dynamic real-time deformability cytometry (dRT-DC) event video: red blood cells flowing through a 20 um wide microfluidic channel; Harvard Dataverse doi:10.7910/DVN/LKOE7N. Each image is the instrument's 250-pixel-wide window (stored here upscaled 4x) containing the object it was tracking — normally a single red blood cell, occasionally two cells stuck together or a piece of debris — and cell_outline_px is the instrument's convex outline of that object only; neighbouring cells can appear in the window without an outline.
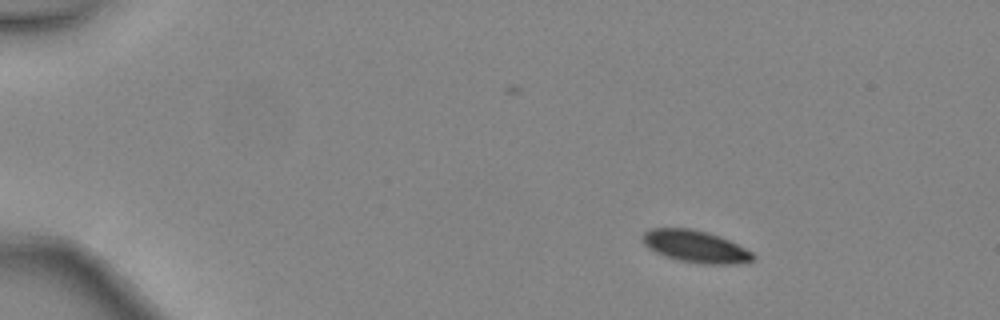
{"species": "common noctule bat (a hibernating species)", "species_latin": "Nyctalus noctula", "temperature_condition": "warm", "stored_images_in_passage": 41, "camera_frame_rate_fps": 3000, "um_per_image_px": 0.085, "animal": {"sex": "female", "body_mass_g": 24.6, "forearm_length_mm": 56.2}, "frame": {"image": 1, "passage_image": 1, "time_ms": 0.0, "image_size_px": [1000, 320], "cell_outline_px": [[756, 260], [732, 264], [704, 264], [680, 260], [656, 252], [648, 248], [644, 244], [640, 236], [648, 228], [692, 228], [708, 232], [720, 236], [752, 252], [756, 256]], "centroid_in_image_um": [59.1, 20.93], "position_along_channel_um": 25.9, "area_um2": 20.63}}
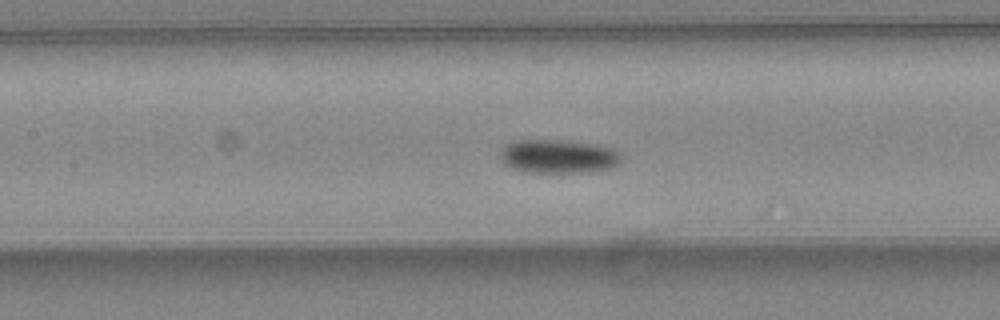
{"frame": {"image": 2, "passage_image": 17, "time_ms": 5.333, "image_size_px": [1000, 320], "cell_outline_px": [[624, 156], [616, 164], [608, 168], [588, 172], [524, 172], [512, 168], [504, 164], [500, 156], [500, 152], [504, 144], [512, 140], [564, 140], [596, 144], [612, 148], [620, 152]], "centroid_in_image_um": [47.42, 13.27], "position_along_channel_um": 160.0, "area_um2": 23.99}}
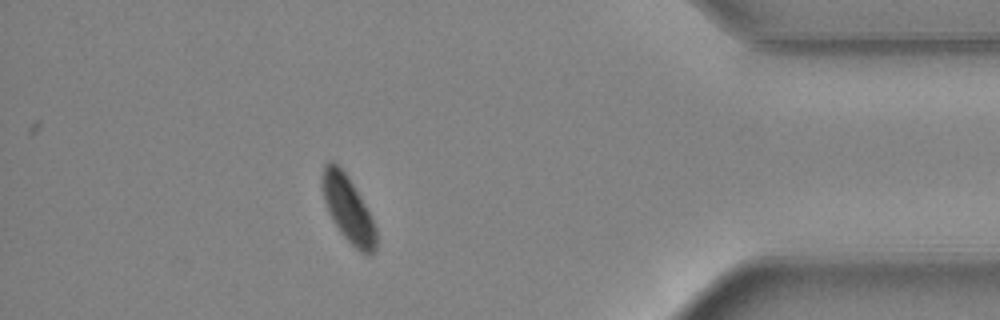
{"frame": {"image": 3, "passage_image": 36, "time_ms": 11.667, "image_size_px": [1000, 320], "cell_outline_px": [[376, 248], [368, 256], [360, 252], [340, 232], [332, 220], [328, 212], [324, 200], [320, 184], [320, 176], [324, 164], [328, 160], [332, 160], [344, 172], [352, 184], [364, 204], [376, 228]], "centroid_in_image_um": [29.53, 17.74], "position_along_channel_um": 405.7, "area_um2": 20.58}, "authors_computed_cell_mechanics": {"area_um2": 22.5998, "velocity_mm_per_s": 4.4472, "shape_relaxation_time_tau1_ms": 7.0062, "shape_relaxation_time_tau2_ms": null, "deformation_change_tau1": 0.1528, "deformation_change_tau2": null}}